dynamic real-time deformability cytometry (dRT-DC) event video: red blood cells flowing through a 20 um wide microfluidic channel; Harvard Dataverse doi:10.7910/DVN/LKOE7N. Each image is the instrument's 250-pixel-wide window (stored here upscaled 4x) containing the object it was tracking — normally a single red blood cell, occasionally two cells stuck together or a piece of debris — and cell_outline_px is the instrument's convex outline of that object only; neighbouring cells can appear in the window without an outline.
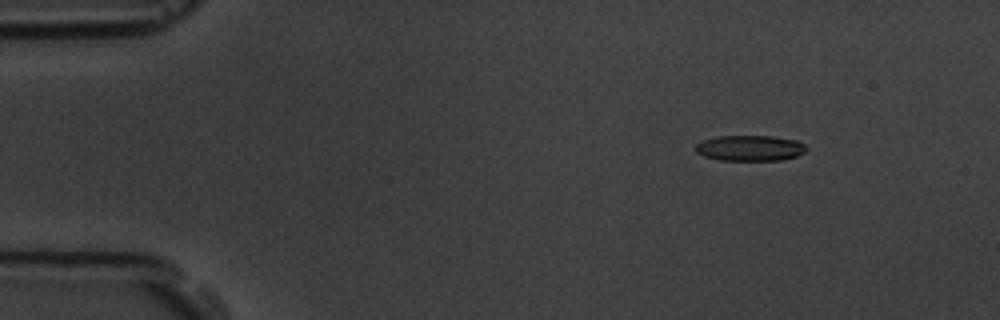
{"species": "common noctule bat (a hibernating species)", "species_latin": "Nyctalus noctula", "temperature_condition": "room temperature", "stored_images_in_passage": 4, "camera_frame_rate_fps": 3000, "um_per_image_px": 0.085, "animal": {"sex": "male", "body_mass_g": 19.5, "forearm_length_mm": 54.6}, "frame": {"image": 1, "passage_image": 1, "time_ms": 0.0, "image_size_px": [1000, 320], "cell_outline_px": [[808, 148], [804, 152], [796, 156], [780, 160], [720, 160], [704, 156], [696, 152], [696, 144], [704, 140], [716, 136], [772, 136], [796, 140], [804, 144]], "centroid_in_image_um": [63.75, 12.58], "position_along_channel_um": 21.2, "area_um2": 16.47}}
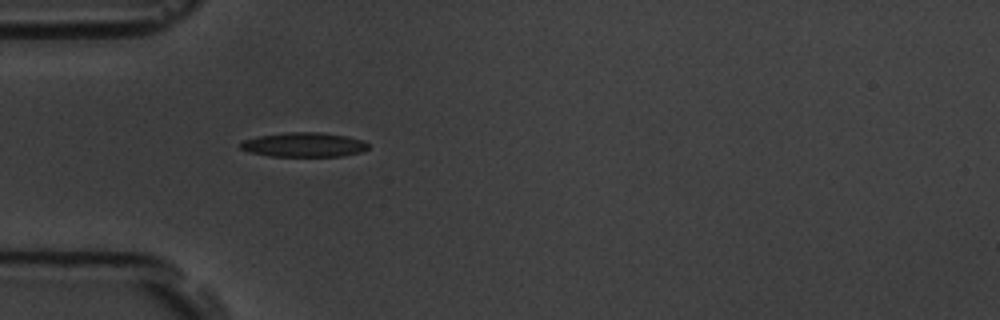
{"frame": {"image": 2, "passage_image": 4, "time_ms": 3.333, "image_size_px": [1000, 320], "cell_outline_px": [[368, 148], [360, 152], [344, 156], [268, 156], [248, 152], [240, 148], [240, 144], [244, 140], [256, 136], [288, 132], [320, 132], [348, 136], [364, 140], [368, 144]], "centroid_in_image_um": [25.83, 12.3], "position_along_channel_um": 59.2, "area_um2": 18.32}}